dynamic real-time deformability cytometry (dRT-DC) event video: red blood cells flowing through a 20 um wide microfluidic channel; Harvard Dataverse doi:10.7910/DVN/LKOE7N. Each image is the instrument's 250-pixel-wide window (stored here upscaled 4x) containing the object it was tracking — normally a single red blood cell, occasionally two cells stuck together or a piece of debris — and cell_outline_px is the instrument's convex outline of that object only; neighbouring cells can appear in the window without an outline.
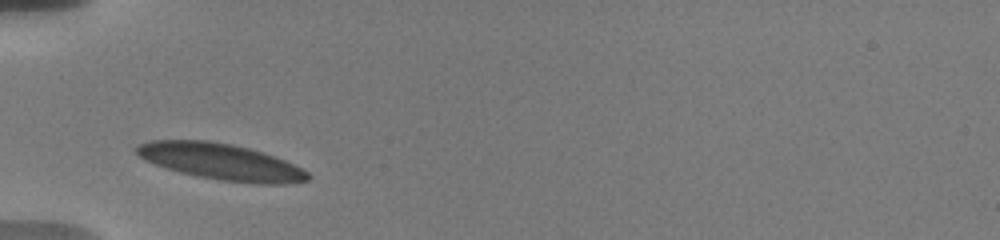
{"species": "human", "species_latin": "Homo sapiens", "temperature_condition": "warm", "stored_images_in_passage": 16, "camera_frame_rate_fps": 3000, "um_per_image_px": 0.085, "donor": {"sex": "male"}, "frame": {"image": 1, "passage_image": 1, "time_ms": 0.0, "image_size_px": [1000, 240], "cell_outline_px": [[312, 176], [308, 180], [280, 184], [260, 184], [220, 180], [180, 172], [144, 160], [136, 152], [136, 148], [140, 144], [152, 140], [208, 140], [232, 144], [248, 148], [284, 160], [308, 172]], "centroid_in_image_um": [18.78, 13.74], "position_along_channel_um": 66.2, "area_um2": 35.66}}
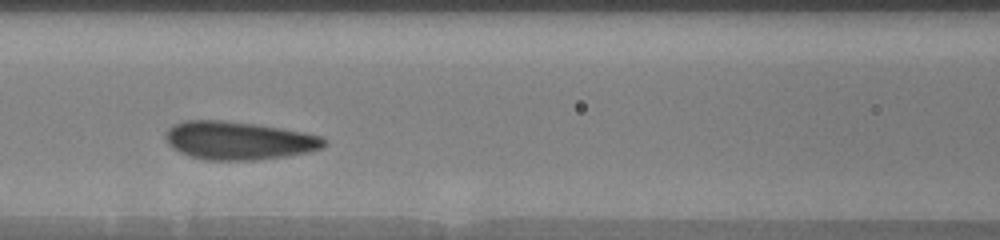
{"frame": {"image": 2, "passage_image": 8, "time_ms": 2.333, "image_size_px": [1000, 240], "cell_outline_px": [[328, 144], [324, 148], [308, 152], [284, 156], [256, 160], [208, 160], [188, 156], [172, 148], [168, 144], [164, 136], [168, 128], [172, 124], [184, 120], [220, 120], [256, 124], [304, 132], [320, 136]], "centroid_in_image_um": [20.25, 11.94], "position_along_channel_um": 146.3, "area_um2": 35.43}}
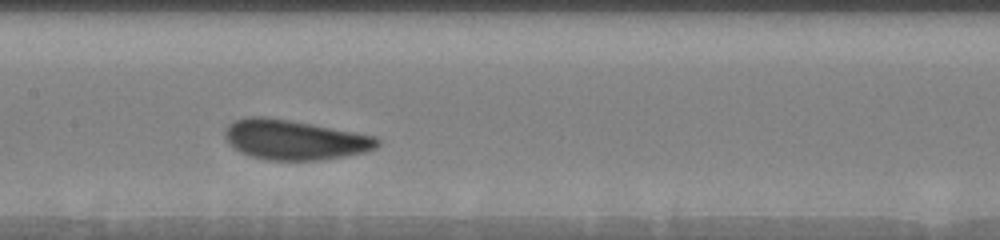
{"frame": {"image": 3, "passage_image": 15, "time_ms": 3.333, "image_size_px": [1000, 240], "cell_outline_px": [[380, 144], [376, 148], [364, 152], [316, 160], [268, 160], [248, 156], [240, 152], [228, 144], [224, 136], [224, 132], [228, 124], [232, 120], [248, 116], [264, 116], [288, 120], [352, 132], [372, 136], [380, 140]], "centroid_in_image_um": [24.93, 11.88], "position_along_channel_um": 182.5, "area_um2": 35.08}}